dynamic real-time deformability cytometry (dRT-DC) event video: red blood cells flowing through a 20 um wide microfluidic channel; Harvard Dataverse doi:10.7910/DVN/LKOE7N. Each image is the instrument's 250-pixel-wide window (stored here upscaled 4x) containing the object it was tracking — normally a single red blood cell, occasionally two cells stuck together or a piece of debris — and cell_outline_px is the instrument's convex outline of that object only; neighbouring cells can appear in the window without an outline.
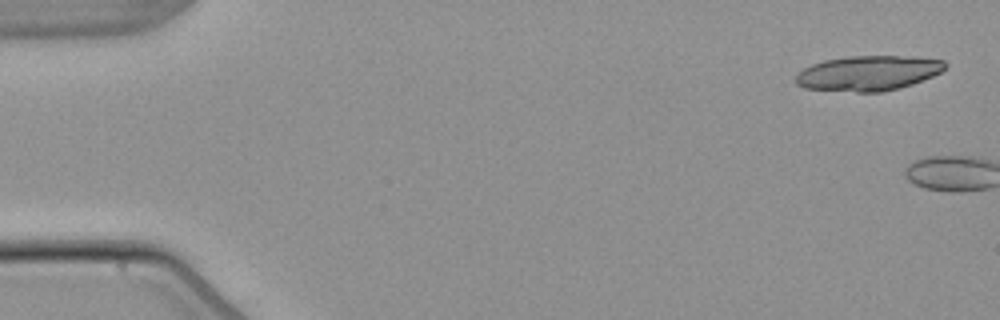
{"species": "common noctule bat (a hibernating species)", "species_latin": "Nyctalus noctula", "temperature_condition": "warm", "stored_images_in_passage": 2, "camera_frame_rate_fps": 3000, "um_per_image_px": 0.085, "animal": {"sex": "male", "body_mass_g": 21.5, "forearm_length_mm": 52.0}, "frame": {"image": 1, "passage_image": 1, "time_ms": 0.0, "image_size_px": [1000, 320], "cell_outline_px": [[948, 64], [940, 72], [932, 76], [912, 84], [900, 88], [884, 92], [856, 92], [804, 88], [796, 84], [796, 76], [804, 68], [812, 64], [824, 60], [848, 56], [916, 56], [944, 60]], "centroid_in_image_um": [73.82, 6.21], "position_along_channel_um": 11.2, "area_um2": 30.58}}